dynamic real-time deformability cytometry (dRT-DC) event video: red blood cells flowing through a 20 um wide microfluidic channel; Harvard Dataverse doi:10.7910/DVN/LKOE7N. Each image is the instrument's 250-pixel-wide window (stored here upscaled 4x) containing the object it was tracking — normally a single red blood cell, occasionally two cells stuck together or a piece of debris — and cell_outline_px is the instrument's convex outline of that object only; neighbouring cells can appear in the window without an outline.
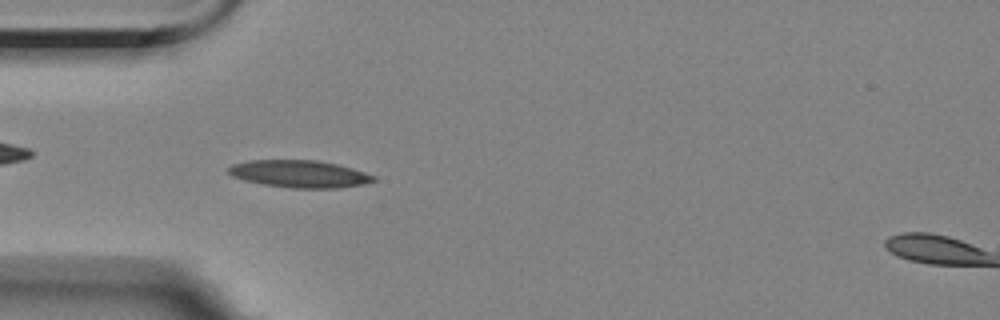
{"species": "Egyptian fruit bat (a non-hibernating species)", "species_latin": "Rousettus aegyptiacus", "temperature_condition": "room temperature", "stored_images_in_passage": 5, "camera_frame_rate_fps": 3000, "um_per_image_px": 0.085, "animal": {"sex": "female"}, "frame": {"image": 1, "passage_image": 3, "time_ms": 2.0, "image_size_px": [1000, 320], "cell_outline_px": [[376, 180], [364, 184], [340, 188], [292, 188], [260, 184], [244, 180], [232, 176], [228, 172], [228, 168], [232, 164], [252, 160], [316, 160], [336, 164], [352, 168], [376, 176]], "centroid_in_image_um": [25.46, 14.79], "position_along_channel_um": 59.5, "area_um2": 23.12}}
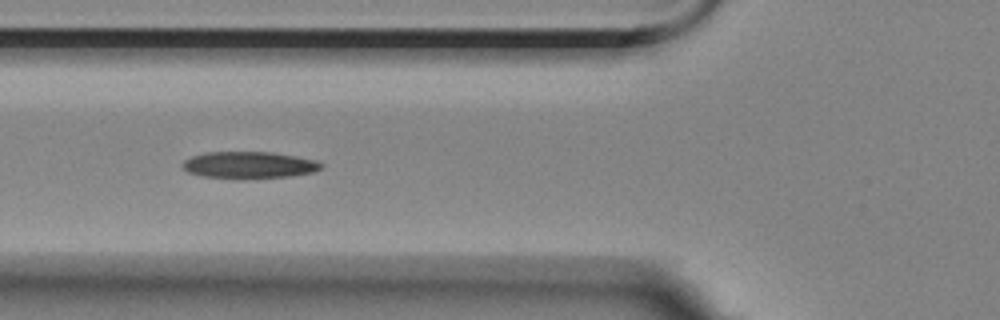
{"frame": {"image": 2, "passage_image": 4, "time_ms": 3.333, "image_size_px": [1000, 320], "cell_outline_px": [[324, 164], [320, 168], [312, 172], [292, 176], [236, 180], [204, 176], [188, 172], [180, 164], [184, 160], [192, 156], [204, 152], [272, 152], [296, 156], [316, 160]], "centroid_in_image_um": [21.15, 14.04], "position_along_channel_um": 104.7, "area_um2": 22.02}}
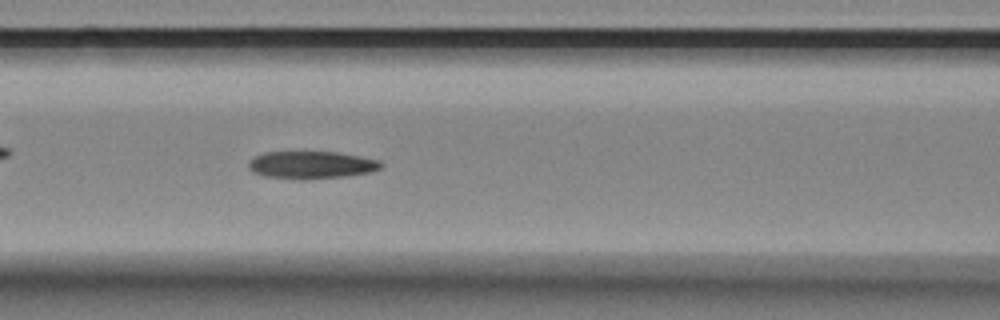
{"frame": {"image": 3, "passage_image": 5, "time_ms": 4.333, "image_size_px": [1000, 320], "cell_outline_px": [[384, 164], [380, 168], [368, 172], [344, 176], [300, 180], [264, 176], [252, 172], [248, 168], [248, 164], [256, 156], [264, 152], [340, 152], [380, 160]], "centroid_in_image_um": [26.46, 14.02], "position_along_channel_um": 140.1, "area_um2": 21.21}}